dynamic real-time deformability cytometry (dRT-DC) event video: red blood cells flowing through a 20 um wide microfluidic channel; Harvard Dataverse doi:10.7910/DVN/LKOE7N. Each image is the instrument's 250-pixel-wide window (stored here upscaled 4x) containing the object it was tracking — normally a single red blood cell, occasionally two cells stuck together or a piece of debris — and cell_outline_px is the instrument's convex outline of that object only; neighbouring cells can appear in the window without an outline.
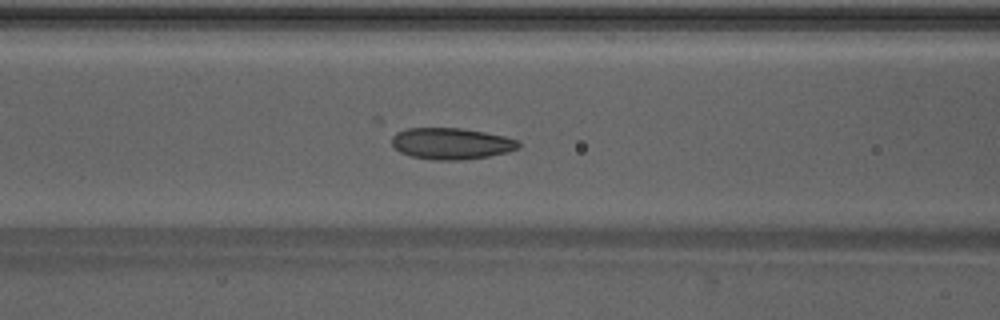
{"species": "Egyptian fruit bat (a non-hibernating species)", "species_latin": "Rousettus aegyptiacus", "temperature_condition": "warm", "stored_images_in_passage": 48, "camera_frame_rate_fps": 3000, "um_per_image_px": 0.085, "animal": {"sex": "male"}, "frame": {"image": 1, "passage_image": 20, "time_ms": 6.333, "image_size_px": [1000, 320], "cell_outline_px": [[520, 148], [508, 152], [488, 156], [460, 160], [432, 160], [412, 156], [400, 152], [392, 144], [392, 136], [396, 132], [408, 128], [460, 128], [484, 132], [504, 136], [516, 140], [520, 144]], "centroid_in_image_um": [38.35, 12.2], "position_along_channel_um": 128.2, "area_um2": 23.12}}
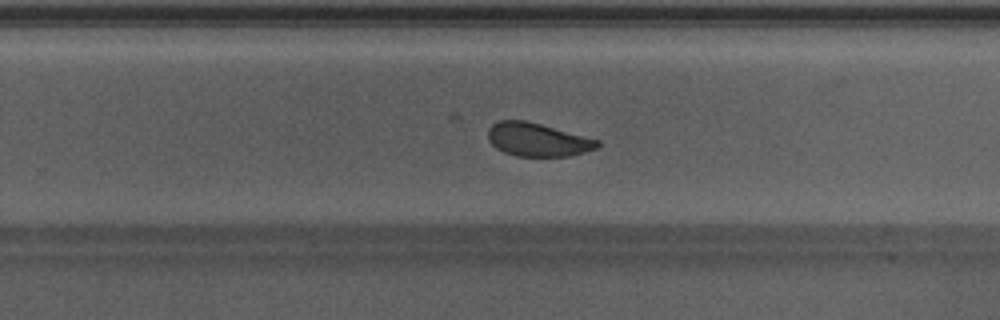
{"frame": {"image": 2, "passage_image": 31, "time_ms": 10.0, "image_size_px": [1000, 320], "cell_outline_px": [[600, 144], [596, 148], [584, 152], [568, 156], [516, 156], [504, 152], [496, 148], [488, 140], [488, 128], [492, 124], [500, 120], [524, 120], [540, 124], [600, 140]], "centroid_in_image_um": [45.67, 11.87], "position_along_channel_um": 284.1, "area_um2": 21.15}}
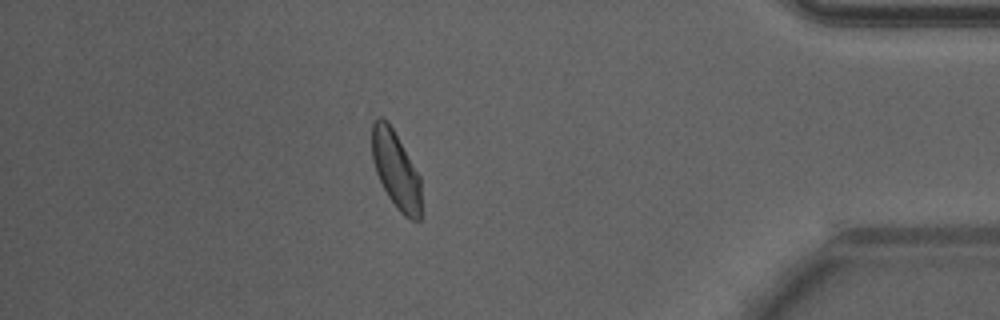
{"frame": {"image": 3, "passage_image": 42, "time_ms": 13.667, "image_size_px": [1000, 320], "cell_outline_px": [[420, 220], [412, 220], [404, 216], [396, 208], [388, 196], [376, 172], [372, 160], [372, 124], [380, 116], [388, 120], [420, 176]], "centroid_in_image_um": [33.64, 14.43], "position_along_channel_um": 401.6, "area_um2": 22.02}, "authors_computed_cell_mechanics": {"area_um2": 23.0622, "velocity_mm_per_s": 4.259, "shape_relaxation_time_tau1_ms": 3.1252, "shape_relaxation_time_tau2_ms": 1.2911, "deformation_change_tau1": 0.0997, "deformation_change_tau2": 0.0651}}